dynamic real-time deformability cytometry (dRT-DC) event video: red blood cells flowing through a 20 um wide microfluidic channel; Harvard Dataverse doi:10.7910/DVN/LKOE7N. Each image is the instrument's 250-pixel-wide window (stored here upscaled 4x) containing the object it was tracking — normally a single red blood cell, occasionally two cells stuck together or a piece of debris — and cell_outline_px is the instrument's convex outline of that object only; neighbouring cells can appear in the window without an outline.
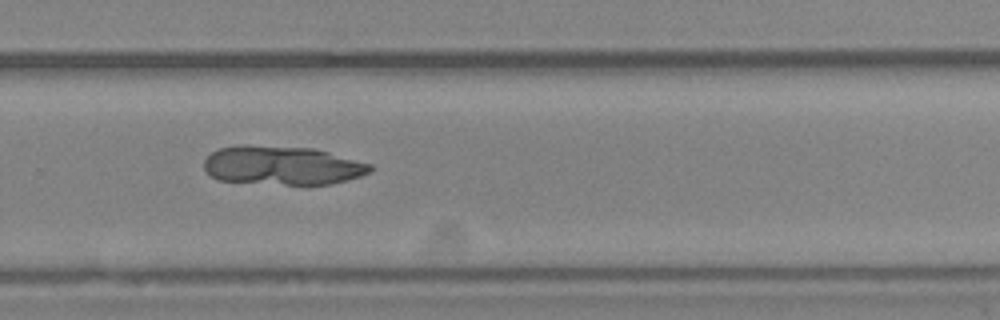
{"species": "Egyptian fruit bat (a non-hibernating species)", "species_latin": "Rousettus aegyptiacus", "temperature_condition": "cold", "stored_images_in_passage": 51, "camera_frame_rate_fps": 3000, "um_per_image_px": 0.085, "animal": {"sex": "female"}, "frame": {"image": 1, "passage_image": 35, "time_ms": 11.333, "image_size_px": [1000, 320], "cell_outline_px": [[372, 172], [348, 180], [332, 184], [284, 184], [220, 180], [212, 176], [204, 168], [204, 160], [212, 152], [220, 148], [312, 148], [328, 152], [372, 164]], "centroid_in_image_um": [24.09, 14.11], "position_along_channel_um": 305.7, "area_um2": 36.13}}
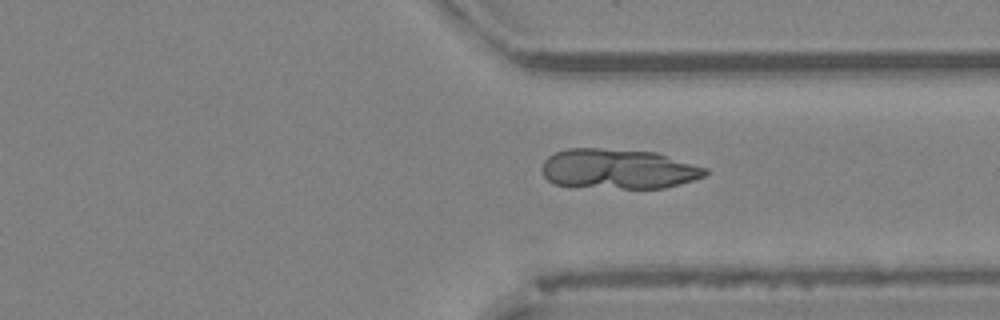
{"frame": {"image": 2, "passage_image": 39, "time_ms": 12.667, "image_size_px": [1000, 320], "cell_outline_px": [[708, 172], [704, 176], [692, 180], [664, 188], [624, 188], [556, 184], [548, 180], [544, 176], [540, 168], [544, 160], [548, 156], [556, 152], [568, 148], [600, 148], [656, 152], [708, 168]], "centroid_in_image_um": [52.55, 14.34], "position_along_channel_um": 358.8, "area_um2": 37.8}}
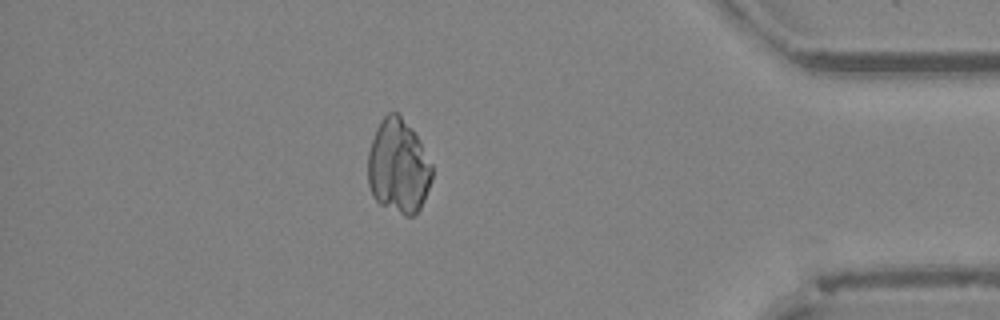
{"frame": {"image": 3, "passage_image": 45, "time_ms": 14.667, "image_size_px": [1000, 320], "cell_outline_px": [[432, 180], [424, 200], [420, 208], [412, 216], [404, 216], [380, 204], [372, 196], [368, 184], [368, 152], [376, 128], [380, 120], [388, 112], [396, 112], [412, 128], [420, 140], [432, 164]], "centroid_in_image_um": [33.86, 14.15], "position_along_channel_um": 401.3, "area_um2": 35.43}}